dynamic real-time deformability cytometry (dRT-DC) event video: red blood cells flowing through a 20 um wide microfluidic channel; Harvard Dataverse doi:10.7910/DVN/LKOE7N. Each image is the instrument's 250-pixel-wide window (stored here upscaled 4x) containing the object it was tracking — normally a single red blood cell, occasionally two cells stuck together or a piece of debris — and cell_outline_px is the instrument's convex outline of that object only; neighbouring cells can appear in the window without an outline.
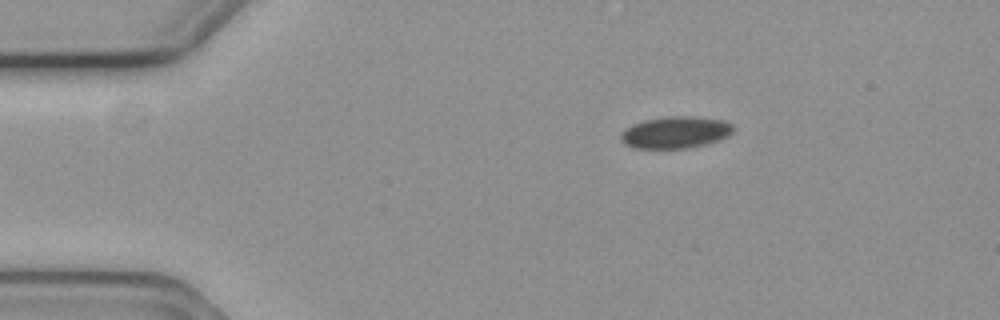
{"species": "common noctule bat (a hibernating species)", "species_latin": "Nyctalus noctula", "temperature_condition": "cold", "stored_images_in_passage": 4, "camera_frame_rate_fps": 3000, "um_per_image_px": 0.085, "animal": {"sex": "female", "body_mass_g": 19.3, "forearm_length_mm": 54.1}, "frame": {"image": 1, "passage_image": 1, "time_ms": 0.0, "image_size_px": [1000, 320], "cell_outline_px": [[736, 128], [728, 136], [720, 140], [688, 148], [636, 148], [624, 144], [620, 140], [620, 136], [632, 124], [644, 120], [664, 116], [688, 116], [724, 120], [732, 124]], "centroid_in_image_um": [57.44, 11.24], "position_along_channel_um": 27.6, "area_um2": 20.87}}